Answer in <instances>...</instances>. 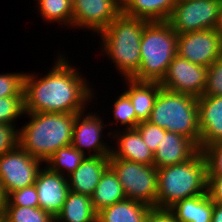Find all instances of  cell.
Wrapping results in <instances>:
<instances>
[{
    "mask_svg": "<svg viewBox=\"0 0 222 222\" xmlns=\"http://www.w3.org/2000/svg\"><path fill=\"white\" fill-rule=\"evenodd\" d=\"M122 130L108 132L109 137L113 135V140L116 139L115 142H117V148L113 147L115 145L111 146L109 158H119L144 165H153L154 153L147 147L140 132L136 128L126 130L123 128Z\"/></svg>",
    "mask_w": 222,
    "mask_h": 222,
    "instance_id": "16",
    "label": "cell"
},
{
    "mask_svg": "<svg viewBox=\"0 0 222 222\" xmlns=\"http://www.w3.org/2000/svg\"><path fill=\"white\" fill-rule=\"evenodd\" d=\"M219 29L222 31V6H221V21H220V28Z\"/></svg>",
    "mask_w": 222,
    "mask_h": 222,
    "instance_id": "41",
    "label": "cell"
},
{
    "mask_svg": "<svg viewBox=\"0 0 222 222\" xmlns=\"http://www.w3.org/2000/svg\"><path fill=\"white\" fill-rule=\"evenodd\" d=\"M211 222H222V203H214Z\"/></svg>",
    "mask_w": 222,
    "mask_h": 222,
    "instance_id": "38",
    "label": "cell"
},
{
    "mask_svg": "<svg viewBox=\"0 0 222 222\" xmlns=\"http://www.w3.org/2000/svg\"><path fill=\"white\" fill-rule=\"evenodd\" d=\"M113 117L116 124L125 127L124 129H135L140 121L136 118L134 106L129 97L123 92L113 102Z\"/></svg>",
    "mask_w": 222,
    "mask_h": 222,
    "instance_id": "28",
    "label": "cell"
},
{
    "mask_svg": "<svg viewBox=\"0 0 222 222\" xmlns=\"http://www.w3.org/2000/svg\"><path fill=\"white\" fill-rule=\"evenodd\" d=\"M207 193V166L199 150L190 160L157 169L156 208Z\"/></svg>",
    "mask_w": 222,
    "mask_h": 222,
    "instance_id": "4",
    "label": "cell"
},
{
    "mask_svg": "<svg viewBox=\"0 0 222 222\" xmlns=\"http://www.w3.org/2000/svg\"><path fill=\"white\" fill-rule=\"evenodd\" d=\"M5 206L39 207L38 195L35 185L17 189L7 195Z\"/></svg>",
    "mask_w": 222,
    "mask_h": 222,
    "instance_id": "31",
    "label": "cell"
},
{
    "mask_svg": "<svg viewBox=\"0 0 222 222\" xmlns=\"http://www.w3.org/2000/svg\"><path fill=\"white\" fill-rule=\"evenodd\" d=\"M24 114V96L0 98V123L16 126L15 121Z\"/></svg>",
    "mask_w": 222,
    "mask_h": 222,
    "instance_id": "29",
    "label": "cell"
},
{
    "mask_svg": "<svg viewBox=\"0 0 222 222\" xmlns=\"http://www.w3.org/2000/svg\"><path fill=\"white\" fill-rule=\"evenodd\" d=\"M204 155L207 176H222V142H217L201 149Z\"/></svg>",
    "mask_w": 222,
    "mask_h": 222,
    "instance_id": "32",
    "label": "cell"
},
{
    "mask_svg": "<svg viewBox=\"0 0 222 222\" xmlns=\"http://www.w3.org/2000/svg\"><path fill=\"white\" fill-rule=\"evenodd\" d=\"M25 114L30 120L18 128V145L32 157L45 163L59 148L72 144L75 114Z\"/></svg>",
    "mask_w": 222,
    "mask_h": 222,
    "instance_id": "2",
    "label": "cell"
},
{
    "mask_svg": "<svg viewBox=\"0 0 222 222\" xmlns=\"http://www.w3.org/2000/svg\"><path fill=\"white\" fill-rule=\"evenodd\" d=\"M108 167L109 156H86L67 176L70 191L91 197Z\"/></svg>",
    "mask_w": 222,
    "mask_h": 222,
    "instance_id": "18",
    "label": "cell"
},
{
    "mask_svg": "<svg viewBox=\"0 0 222 222\" xmlns=\"http://www.w3.org/2000/svg\"><path fill=\"white\" fill-rule=\"evenodd\" d=\"M43 164L41 160L32 157L18 144L0 156V180L6 195L33 185Z\"/></svg>",
    "mask_w": 222,
    "mask_h": 222,
    "instance_id": "9",
    "label": "cell"
},
{
    "mask_svg": "<svg viewBox=\"0 0 222 222\" xmlns=\"http://www.w3.org/2000/svg\"><path fill=\"white\" fill-rule=\"evenodd\" d=\"M72 27L102 32L121 12V0H72Z\"/></svg>",
    "mask_w": 222,
    "mask_h": 222,
    "instance_id": "12",
    "label": "cell"
},
{
    "mask_svg": "<svg viewBox=\"0 0 222 222\" xmlns=\"http://www.w3.org/2000/svg\"><path fill=\"white\" fill-rule=\"evenodd\" d=\"M128 86L124 93L134 106L136 118L147 121L153 109L154 101L162 88L160 82L136 81L123 78Z\"/></svg>",
    "mask_w": 222,
    "mask_h": 222,
    "instance_id": "19",
    "label": "cell"
},
{
    "mask_svg": "<svg viewBox=\"0 0 222 222\" xmlns=\"http://www.w3.org/2000/svg\"><path fill=\"white\" fill-rule=\"evenodd\" d=\"M85 112L87 111L75 114L71 145L87 156H110L111 147L102 139L103 128L110 123L104 125L103 119L96 112ZM86 149L91 154L85 152Z\"/></svg>",
    "mask_w": 222,
    "mask_h": 222,
    "instance_id": "13",
    "label": "cell"
},
{
    "mask_svg": "<svg viewBox=\"0 0 222 222\" xmlns=\"http://www.w3.org/2000/svg\"><path fill=\"white\" fill-rule=\"evenodd\" d=\"M56 57L53 67L43 77L39 78L35 72L25 73V112L78 114L87 111V104L93 97L97 98L83 73L75 69L64 54L62 57L58 52Z\"/></svg>",
    "mask_w": 222,
    "mask_h": 222,
    "instance_id": "1",
    "label": "cell"
},
{
    "mask_svg": "<svg viewBox=\"0 0 222 222\" xmlns=\"http://www.w3.org/2000/svg\"><path fill=\"white\" fill-rule=\"evenodd\" d=\"M207 69L177 54L169 64L160 85L168 91L189 94L198 98L204 94Z\"/></svg>",
    "mask_w": 222,
    "mask_h": 222,
    "instance_id": "11",
    "label": "cell"
},
{
    "mask_svg": "<svg viewBox=\"0 0 222 222\" xmlns=\"http://www.w3.org/2000/svg\"><path fill=\"white\" fill-rule=\"evenodd\" d=\"M126 195L118 180L116 173L109 166L102 174L100 182L97 184L91 196L94 210L98 213L102 209L124 200Z\"/></svg>",
    "mask_w": 222,
    "mask_h": 222,
    "instance_id": "24",
    "label": "cell"
},
{
    "mask_svg": "<svg viewBox=\"0 0 222 222\" xmlns=\"http://www.w3.org/2000/svg\"><path fill=\"white\" fill-rule=\"evenodd\" d=\"M97 222L90 196L69 191L55 222Z\"/></svg>",
    "mask_w": 222,
    "mask_h": 222,
    "instance_id": "23",
    "label": "cell"
},
{
    "mask_svg": "<svg viewBox=\"0 0 222 222\" xmlns=\"http://www.w3.org/2000/svg\"><path fill=\"white\" fill-rule=\"evenodd\" d=\"M178 34L167 21L148 22L140 45V67L131 77L136 81L161 82L177 55Z\"/></svg>",
    "mask_w": 222,
    "mask_h": 222,
    "instance_id": "5",
    "label": "cell"
},
{
    "mask_svg": "<svg viewBox=\"0 0 222 222\" xmlns=\"http://www.w3.org/2000/svg\"><path fill=\"white\" fill-rule=\"evenodd\" d=\"M122 12L128 16L145 19L149 22L167 21L174 9L176 0H121Z\"/></svg>",
    "mask_w": 222,
    "mask_h": 222,
    "instance_id": "20",
    "label": "cell"
},
{
    "mask_svg": "<svg viewBox=\"0 0 222 222\" xmlns=\"http://www.w3.org/2000/svg\"><path fill=\"white\" fill-rule=\"evenodd\" d=\"M151 207L128 198L97 213V222H145Z\"/></svg>",
    "mask_w": 222,
    "mask_h": 222,
    "instance_id": "22",
    "label": "cell"
},
{
    "mask_svg": "<svg viewBox=\"0 0 222 222\" xmlns=\"http://www.w3.org/2000/svg\"><path fill=\"white\" fill-rule=\"evenodd\" d=\"M18 144V128L0 123V156L13 149Z\"/></svg>",
    "mask_w": 222,
    "mask_h": 222,
    "instance_id": "35",
    "label": "cell"
},
{
    "mask_svg": "<svg viewBox=\"0 0 222 222\" xmlns=\"http://www.w3.org/2000/svg\"><path fill=\"white\" fill-rule=\"evenodd\" d=\"M126 198L156 208L157 168L119 158H109Z\"/></svg>",
    "mask_w": 222,
    "mask_h": 222,
    "instance_id": "7",
    "label": "cell"
},
{
    "mask_svg": "<svg viewBox=\"0 0 222 222\" xmlns=\"http://www.w3.org/2000/svg\"><path fill=\"white\" fill-rule=\"evenodd\" d=\"M199 147L189 138L170 131L162 133L156 152L154 153L153 165L159 169L164 166L180 164L190 160Z\"/></svg>",
    "mask_w": 222,
    "mask_h": 222,
    "instance_id": "17",
    "label": "cell"
},
{
    "mask_svg": "<svg viewBox=\"0 0 222 222\" xmlns=\"http://www.w3.org/2000/svg\"><path fill=\"white\" fill-rule=\"evenodd\" d=\"M0 222H8L4 213H0Z\"/></svg>",
    "mask_w": 222,
    "mask_h": 222,
    "instance_id": "40",
    "label": "cell"
},
{
    "mask_svg": "<svg viewBox=\"0 0 222 222\" xmlns=\"http://www.w3.org/2000/svg\"><path fill=\"white\" fill-rule=\"evenodd\" d=\"M203 95L222 96V57L208 67Z\"/></svg>",
    "mask_w": 222,
    "mask_h": 222,
    "instance_id": "33",
    "label": "cell"
},
{
    "mask_svg": "<svg viewBox=\"0 0 222 222\" xmlns=\"http://www.w3.org/2000/svg\"><path fill=\"white\" fill-rule=\"evenodd\" d=\"M8 222H55V218L40 207L5 206Z\"/></svg>",
    "mask_w": 222,
    "mask_h": 222,
    "instance_id": "27",
    "label": "cell"
},
{
    "mask_svg": "<svg viewBox=\"0 0 222 222\" xmlns=\"http://www.w3.org/2000/svg\"><path fill=\"white\" fill-rule=\"evenodd\" d=\"M38 12L43 20L49 23L72 27V0H36Z\"/></svg>",
    "mask_w": 222,
    "mask_h": 222,
    "instance_id": "25",
    "label": "cell"
},
{
    "mask_svg": "<svg viewBox=\"0 0 222 222\" xmlns=\"http://www.w3.org/2000/svg\"><path fill=\"white\" fill-rule=\"evenodd\" d=\"M24 72L0 74V98L24 96Z\"/></svg>",
    "mask_w": 222,
    "mask_h": 222,
    "instance_id": "30",
    "label": "cell"
},
{
    "mask_svg": "<svg viewBox=\"0 0 222 222\" xmlns=\"http://www.w3.org/2000/svg\"><path fill=\"white\" fill-rule=\"evenodd\" d=\"M149 21L121 12L99 33L101 53L106 55L124 78H131L140 67V45L145 25Z\"/></svg>",
    "mask_w": 222,
    "mask_h": 222,
    "instance_id": "3",
    "label": "cell"
},
{
    "mask_svg": "<svg viewBox=\"0 0 222 222\" xmlns=\"http://www.w3.org/2000/svg\"><path fill=\"white\" fill-rule=\"evenodd\" d=\"M197 101L201 150L222 142V96L203 95Z\"/></svg>",
    "mask_w": 222,
    "mask_h": 222,
    "instance_id": "15",
    "label": "cell"
},
{
    "mask_svg": "<svg viewBox=\"0 0 222 222\" xmlns=\"http://www.w3.org/2000/svg\"><path fill=\"white\" fill-rule=\"evenodd\" d=\"M136 129L140 132L143 141L155 153L157 147L162 140V133H166V129L150 123L149 121H141Z\"/></svg>",
    "mask_w": 222,
    "mask_h": 222,
    "instance_id": "34",
    "label": "cell"
},
{
    "mask_svg": "<svg viewBox=\"0 0 222 222\" xmlns=\"http://www.w3.org/2000/svg\"><path fill=\"white\" fill-rule=\"evenodd\" d=\"M177 54L194 64L208 68L222 57V31L204 29L179 34Z\"/></svg>",
    "mask_w": 222,
    "mask_h": 222,
    "instance_id": "10",
    "label": "cell"
},
{
    "mask_svg": "<svg viewBox=\"0 0 222 222\" xmlns=\"http://www.w3.org/2000/svg\"><path fill=\"white\" fill-rule=\"evenodd\" d=\"M145 222H178L169 209L151 208Z\"/></svg>",
    "mask_w": 222,
    "mask_h": 222,
    "instance_id": "37",
    "label": "cell"
},
{
    "mask_svg": "<svg viewBox=\"0 0 222 222\" xmlns=\"http://www.w3.org/2000/svg\"><path fill=\"white\" fill-rule=\"evenodd\" d=\"M6 203H7V195L4 191L2 182L0 180V213L4 212Z\"/></svg>",
    "mask_w": 222,
    "mask_h": 222,
    "instance_id": "39",
    "label": "cell"
},
{
    "mask_svg": "<svg viewBox=\"0 0 222 222\" xmlns=\"http://www.w3.org/2000/svg\"><path fill=\"white\" fill-rule=\"evenodd\" d=\"M222 0L178 1L167 20L179 35L204 29H219Z\"/></svg>",
    "mask_w": 222,
    "mask_h": 222,
    "instance_id": "8",
    "label": "cell"
},
{
    "mask_svg": "<svg viewBox=\"0 0 222 222\" xmlns=\"http://www.w3.org/2000/svg\"><path fill=\"white\" fill-rule=\"evenodd\" d=\"M169 210L178 222H211L214 202L207 193L180 200Z\"/></svg>",
    "mask_w": 222,
    "mask_h": 222,
    "instance_id": "21",
    "label": "cell"
},
{
    "mask_svg": "<svg viewBox=\"0 0 222 222\" xmlns=\"http://www.w3.org/2000/svg\"><path fill=\"white\" fill-rule=\"evenodd\" d=\"M207 194L214 203H222V176H207Z\"/></svg>",
    "mask_w": 222,
    "mask_h": 222,
    "instance_id": "36",
    "label": "cell"
},
{
    "mask_svg": "<svg viewBox=\"0 0 222 222\" xmlns=\"http://www.w3.org/2000/svg\"><path fill=\"white\" fill-rule=\"evenodd\" d=\"M147 121L189 138L200 150L197 97L161 88Z\"/></svg>",
    "mask_w": 222,
    "mask_h": 222,
    "instance_id": "6",
    "label": "cell"
},
{
    "mask_svg": "<svg viewBox=\"0 0 222 222\" xmlns=\"http://www.w3.org/2000/svg\"><path fill=\"white\" fill-rule=\"evenodd\" d=\"M34 185L39 207L55 218L70 191L67 176L52 172L44 166L38 171Z\"/></svg>",
    "mask_w": 222,
    "mask_h": 222,
    "instance_id": "14",
    "label": "cell"
},
{
    "mask_svg": "<svg viewBox=\"0 0 222 222\" xmlns=\"http://www.w3.org/2000/svg\"><path fill=\"white\" fill-rule=\"evenodd\" d=\"M85 157L86 155L82 152L75 149L72 145H68L59 148L44 164H47L46 167L52 172L68 176L75 171Z\"/></svg>",
    "mask_w": 222,
    "mask_h": 222,
    "instance_id": "26",
    "label": "cell"
}]
</instances>
